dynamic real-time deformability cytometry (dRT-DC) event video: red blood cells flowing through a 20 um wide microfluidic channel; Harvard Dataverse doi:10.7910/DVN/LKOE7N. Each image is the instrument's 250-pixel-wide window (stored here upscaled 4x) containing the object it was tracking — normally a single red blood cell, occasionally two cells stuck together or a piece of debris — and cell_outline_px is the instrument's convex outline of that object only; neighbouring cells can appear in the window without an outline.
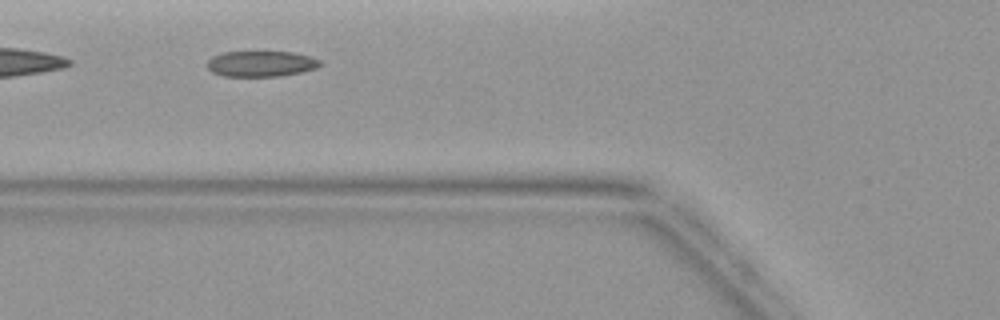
{"species": "common noctule bat (a hibernating species)", "species_latin": "Nyctalus noctula", "temperature_condition": "warm", "stored_images_in_passage": 3, "camera_frame_rate_fps": 3000, "um_per_image_px": 0.085, "animal": {"sex": "female", "body_mass_g": 19.9}, "frame": {"image": 1, "passage_image": 3, "time_ms": 2.333, "image_size_px": [1000, 320], "cell_outline_px": [[324, 64], [316, 68], [300, 72], [280, 76], [224, 76], [212, 72], [208, 68], [208, 60], [212, 56], [224, 52], [292, 52], [312, 56], [320, 60]], "centroid_in_image_um": [22.22, 5.41], "position_along_channel_um": 103.6, "area_um2": 16.94}}